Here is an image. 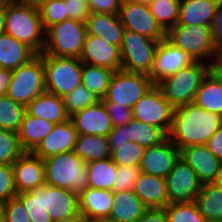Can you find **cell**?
<instances>
[{
	"mask_svg": "<svg viewBox=\"0 0 222 222\" xmlns=\"http://www.w3.org/2000/svg\"><path fill=\"white\" fill-rule=\"evenodd\" d=\"M16 197L22 202L31 222H52V218L45 209L44 185L24 193L17 194Z\"/></svg>",
	"mask_w": 222,
	"mask_h": 222,
	"instance_id": "cell-37",
	"label": "cell"
},
{
	"mask_svg": "<svg viewBox=\"0 0 222 222\" xmlns=\"http://www.w3.org/2000/svg\"><path fill=\"white\" fill-rule=\"evenodd\" d=\"M27 112L54 124L70 119L63 98L47 91L38 95L27 105Z\"/></svg>",
	"mask_w": 222,
	"mask_h": 222,
	"instance_id": "cell-26",
	"label": "cell"
},
{
	"mask_svg": "<svg viewBox=\"0 0 222 222\" xmlns=\"http://www.w3.org/2000/svg\"><path fill=\"white\" fill-rule=\"evenodd\" d=\"M158 44V40L125 30L120 46L121 69L148 75Z\"/></svg>",
	"mask_w": 222,
	"mask_h": 222,
	"instance_id": "cell-10",
	"label": "cell"
},
{
	"mask_svg": "<svg viewBox=\"0 0 222 222\" xmlns=\"http://www.w3.org/2000/svg\"><path fill=\"white\" fill-rule=\"evenodd\" d=\"M78 135L107 136L113 129L111 118L102 100L70 116Z\"/></svg>",
	"mask_w": 222,
	"mask_h": 222,
	"instance_id": "cell-17",
	"label": "cell"
},
{
	"mask_svg": "<svg viewBox=\"0 0 222 222\" xmlns=\"http://www.w3.org/2000/svg\"><path fill=\"white\" fill-rule=\"evenodd\" d=\"M165 180L170 204L195 201L202 188L195 171L181 158Z\"/></svg>",
	"mask_w": 222,
	"mask_h": 222,
	"instance_id": "cell-14",
	"label": "cell"
},
{
	"mask_svg": "<svg viewBox=\"0 0 222 222\" xmlns=\"http://www.w3.org/2000/svg\"><path fill=\"white\" fill-rule=\"evenodd\" d=\"M154 85L147 74L114 71L103 102L132 108Z\"/></svg>",
	"mask_w": 222,
	"mask_h": 222,
	"instance_id": "cell-9",
	"label": "cell"
},
{
	"mask_svg": "<svg viewBox=\"0 0 222 222\" xmlns=\"http://www.w3.org/2000/svg\"><path fill=\"white\" fill-rule=\"evenodd\" d=\"M68 19H75L82 22L87 20L90 14L88 1L65 0Z\"/></svg>",
	"mask_w": 222,
	"mask_h": 222,
	"instance_id": "cell-48",
	"label": "cell"
},
{
	"mask_svg": "<svg viewBox=\"0 0 222 222\" xmlns=\"http://www.w3.org/2000/svg\"><path fill=\"white\" fill-rule=\"evenodd\" d=\"M6 217V202L0 201V222H5Z\"/></svg>",
	"mask_w": 222,
	"mask_h": 222,
	"instance_id": "cell-58",
	"label": "cell"
},
{
	"mask_svg": "<svg viewBox=\"0 0 222 222\" xmlns=\"http://www.w3.org/2000/svg\"><path fill=\"white\" fill-rule=\"evenodd\" d=\"M27 112V106L13 101L8 95L0 96V128L18 132Z\"/></svg>",
	"mask_w": 222,
	"mask_h": 222,
	"instance_id": "cell-36",
	"label": "cell"
},
{
	"mask_svg": "<svg viewBox=\"0 0 222 222\" xmlns=\"http://www.w3.org/2000/svg\"><path fill=\"white\" fill-rule=\"evenodd\" d=\"M12 167L17 194L45 185L44 161L32 152H24Z\"/></svg>",
	"mask_w": 222,
	"mask_h": 222,
	"instance_id": "cell-16",
	"label": "cell"
},
{
	"mask_svg": "<svg viewBox=\"0 0 222 222\" xmlns=\"http://www.w3.org/2000/svg\"><path fill=\"white\" fill-rule=\"evenodd\" d=\"M5 222H31L22 202L16 196L6 202Z\"/></svg>",
	"mask_w": 222,
	"mask_h": 222,
	"instance_id": "cell-47",
	"label": "cell"
},
{
	"mask_svg": "<svg viewBox=\"0 0 222 222\" xmlns=\"http://www.w3.org/2000/svg\"><path fill=\"white\" fill-rule=\"evenodd\" d=\"M45 91L43 54H37L26 64L12 70L6 95L13 101L27 106Z\"/></svg>",
	"mask_w": 222,
	"mask_h": 222,
	"instance_id": "cell-8",
	"label": "cell"
},
{
	"mask_svg": "<svg viewBox=\"0 0 222 222\" xmlns=\"http://www.w3.org/2000/svg\"><path fill=\"white\" fill-rule=\"evenodd\" d=\"M206 222H222V221H206Z\"/></svg>",
	"mask_w": 222,
	"mask_h": 222,
	"instance_id": "cell-64",
	"label": "cell"
},
{
	"mask_svg": "<svg viewBox=\"0 0 222 222\" xmlns=\"http://www.w3.org/2000/svg\"><path fill=\"white\" fill-rule=\"evenodd\" d=\"M23 153L17 133L0 128V165H12Z\"/></svg>",
	"mask_w": 222,
	"mask_h": 222,
	"instance_id": "cell-42",
	"label": "cell"
},
{
	"mask_svg": "<svg viewBox=\"0 0 222 222\" xmlns=\"http://www.w3.org/2000/svg\"><path fill=\"white\" fill-rule=\"evenodd\" d=\"M86 167L88 169L89 187L114 192V181L117 177L118 166L111 158L86 163Z\"/></svg>",
	"mask_w": 222,
	"mask_h": 222,
	"instance_id": "cell-33",
	"label": "cell"
},
{
	"mask_svg": "<svg viewBox=\"0 0 222 222\" xmlns=\"http://www.w3.org/2000/svg\"><path fill=\"white\" fill-rule=\"evenodd\" d=\"M145 149L132 141L125 144H115V150H110V158L117 166H140Z\"/></svg>",
	"mask_w": 222,
	"mask_h": 222,
	"instance_id": "cell-39",
	"label": "cell"
},
{
	"mask_svg": "<svg viewBox=\"0 0 222 222\" xmlns=\"http://www.w3.org/2000/svg\"><path fill=\"white\" fill-rule=\"evenodd\" d=\"M45 89L63 98L82 84L83 63L75 57L43 54Z\"/></svg>",
	"mask_w": 222,
	"mask_h": 222,
	"instance_id": "cell-6",
	"label": "cell"
},
{
	"mask_svg": "<svg viewBox=\"0 0 222 222\" xmlns=\"http://www.w3.org/2000/svg\"><path fill=\"white\" fill-rule=\"evenodd\" d=\"M138 222H168L164 208H148Z\"/></svg>",
	"mask_w": 222,
	"mask_h": 222,
	"instance_id": "cell-53",
	"label": "cell"
},
{
	"mask_svg": "<svg viewBox=\"0 0 222 222\" xmlns=\"http://www.w3.org/2000/svg\"><path fill=\"white\" fill-rule=\"evenodd\" d=\"M37 5L45 31L68 19L65 0H41Z\"/></svg>",
	"mask_w": 222,
	"mask_h": 222,
	"instance_id": "cell-40",
	"label": "cell"
},
{
	"mask_svg": "<svg viewBox=\"0 0 222 222\" xmlns=\"http://www.w3.org/2000/svg\"><path fill=\"white\" fill-rule=\"evenodd\" d=\"M179 158L180 150L167 138L145 149L139 167L142 173L166 178Z\"/></svg>",
	"mask_w": 222,
	"mask_h": 222,
	"instance_id": "cell-15",
	"label": "cell"
},
{
	"mask_svg": "<svg viewBox=\"0 0 222 222\" xmlns=\"http://www.w3.org/2000/svg\"><path fill=\"white\" fill-rule=\"evenodd\" d=\"M110 150H115V144H125L130 140L128 139L127 127L115 126L107 135Z\"/></svg>",
	"mask_w": 222,
	"mask_h": 222,
	"instance_id": "cell-51",
	"label": "cell"
},
{
	"mask_svg": "<svg viewBox=\"0 0 222 222\" xmlns=\"http://www.w3.org/2000/svg\"><path fill=\"white\" fill-rule=\"evenodd\" d=\"M214 50L217 57L222 53V6L218 8L211 24Z\"/></svg>",
	"mask_w": 222,
	"mask_h": 222,
	"instance_id": "cell-50",
	"label": "cell"
},
{
	"mask_svg": "<svg viewBox=\"0 0 222 222\" xmlns=\"http://www.w3.org/2000/svg\"><path fill=\"white\" fill-rule=\"evenodd\" d=\"M5 33V8L0 9V34Z\"/></svg>",
	"mask_w": 222,
	"mask_h": 222,
	"instance_id": "cell-56",
	"label": "cell"
},
{
	"mask_svg": "<svg viewBox=\"0 0 222 222\" xmlns=\"http://www.w3.org/2000/svg\"><path fill=\"white\" fill-rule=\"evenodd\" d=\"M54 123L30 115L26 112L17 132L24 152H33L40 142L52 131Z\"/></svg>",
	"mask_w": 222,
	"mask_h": 222,
	"instance_id": "cell-29",
	"label": "cell"
},
{
	"mask_svg": "<svg viewBox=\"0 0 222 222\" xmlns=\"http://www.w3.org/2000/svg\"><path fill=\"white\" fill-rule=\"evenodd\" d=\"M44 203L52 220L82 217L78 194L69 189L44 185Z\"/></svg>",
	"mask_w": 222,
	"mask_h": 222,
	"instance_id": "cell-21",
	"label": "cell"
},
{
	"mask_svg": "<svg viewBox=\"0 0 222 222\" xmlns=\"http://www.w3.org/2000/svg\"><path fill=\"white\" fill-rule=\"evenodd\" d=\"M52 222H84V220L83 217H70V218L52 220Z\"/></svg>",
	"mask_w": 222,
	"mask_h": 222,
	"instance_id": "cell-57",
	"label": "cell"
},
{
	"mask_svg": "<svg viewBox=\"0 0 222 222\" xmlns=\"http://www.w3.org/2000/svg\"><path fill=\"white\" fill-rule=\"evenodd\" d=\"M181 0H154L148 6L161 28L167 33L177 24Z\"/></svg>",
	"mask_w": 222,
	"mask_h": 222,
	"instance_id": "cell-38",
	"label": "cell"
},
{
	"mask_svg": "<svg viewBox=\"0 0 222 222\" xmlns=\"http://www.w3.org/2000/svg\"><path fill=\"white\" fill-rule=\"evenodd\" d=\"M220 0H181L177 24L211 26Z\"/></svg>",
	"mask_w": 222,
	"mask_h": 222,
	"instance_id": "cell-25",
	"label": "cell"
},
{
	"mask_svg": "<svg viewBox=\"0 0 222 222\" xmlns=\"http://www.w3.org/2000/svg\"><path fill=\"white\" fill-rule=\"evenodd\" d=\"M79 211L84 222L109 218L113 191L88 187L78 194Z\"/></svg>",
	"mask_w": 222,
	"mask_h": 222,
	"instance_id": "cell-22",
	"label": "cell"
},
{
	"mask_svg": "<svg viewBox=\"0 0 222 222\" xmlns=\"http://www.w3.org/2000/svg\"><path fill=\"white\" fill-rule=\"evenodd\" d=\"M5 33L27 44L37 54L45 45V29L35 3L12 1L5 7Z\"/></svg>",
	"mask_w": 222,
	"mask_h": 222,
	"instance_id": "cell-2",
	"label": "cell"
},
{
	"mask_svg": "<svg viewBox=\"0 0 222 222\" xmlns=\"http://www.w3.org/2000/svg\"><path fill=\"white\" fill-rule=\"evenodd\" d=\"M174 108L165 99L158 85L152 88L132 107L133 119L162 128L167 134L171 128Z\"/></svg>",
	"mask_w": 222,
	"mask_h": 222,
	"instance_id": "cell-11",
	"label": "cell"
},
{
	"mask_svg": "<svg viewBox=\"0 0 222 222\" xmlns=\"http://www.w3.org/2000/svg\"><path fill=\"white\" fill-rule=\"evenodd\" d=\"M118 15L125 30L158 41L166 38V32L158 24L146 4L134 0H122Z\"/></svg>",
	"mask_w": 222,
	"mask_h": 222,
	"instance_id": "cell-12",
	"label": "cell"
},
{
	"mask_svg": "<svg viewBox=\"0 0 222 222\" xmlns=\"http://www.w3.org/2000/svg\"><path fill=\"white\" fill-rule=\"evenodd\" d=\"M193 103L222 115V85L210 71L202 80Z\"/></svg>",
	"mask_w": 222,
	"mask_h": 222,
	"instance_id": "cell-32",
	"label": "cell"
},
{
	"mask_svg": "<svg viewBox=\"0 0 222 222\" xmlns=\"http://www.w3.org/2000/svg\"><path fill=\"white\" fill-rule=\"evenodd\" d=\"M77 137L78 133L70 119L57 123L32 153L44 160L53 155L72 151Z\"/></svg>",
	"mask_w": 222,
	"mask_h": 222,
	"instance_id": "cell-20",
	"label": "cell"
},
{
	"mask_svg": "<svg viewBox=\"0 0 222 222\" xmlns=\"http://www.w3.org/2000/svg\"><path fill=\"white\" fill-rule=\"evenodd\" d=\"M125 126L128 139L145 148L159 145L168 138V134L162 128L145 124L136 119H132Z\"/></svg>",
	"mask_w": 222,
	"mask_h": 222,
	"instance_id": "cell-34",
	"label": "cell"
},
{
	"mask_svg": "<svg viewBox=\"0 0 222 222\" xmlns=\"http://www.w3.org/2000/svg\"><path fill=\"white\" fill-rule=\"evenodd\" d=\"M113 73L114 71L109 68L83 63L82 84L99 100H102Z\"/></svg>",
	"mask_w": 222,
	"mask_h": 222,
	"instance_id": "cell-35",
	"label": "cell"
},
{
	"mask_svg": "<svg viewBox=\"0 0 222 222\" xmlns=\"http://www.w3.org/2000/svg\"><path fill=\"white\" fill-rule=\"evenodd\" d=\"M164 209L168 222H206L195 201L168 204Z\"/></svg>",
	"mask_w": 222,
	"mask_h": 222,
	"instance_id": "cell-41",
	"label": "cell"
},
{
	"mask_svg": "<svg viewBox=\"0 0 222 222\" xmlns=\"http://www.w3.org/2000/svg\"><path fill=\"white\" fill-rule=\"evenodd\" d=\"M85 24L87 34L101 37L120 48L125 28L118 14L90 13Z\"/></svg>",
	"mask_w": 222,
	"mask_h": 222,
	"instance_id": "cell-23",
	"label": "cell"
},
{
	"mask_svg": "<svg viewBox=\"0 0 222 222\" xmlns=\"http://www.w3.org/2000/svg\"><path fill=\"white\" fill-rule=\"evenodd\" d=\"M221 126V114L190 103L174 109L168 139L179 150L193 145H205Z\"/></svg>",
	"mask_w": 222,
	"mask_h": 222,
	"instance_id": "cell-1",
	"label": "cell"
},
{
	"mask_svg": "<svg viewBox=\"0 0 222 222\" xmlns=\"http://www.w3.org/2000/svg\"><path fill=\"white\" fill-rule=\"evenodd\" d=\"M215 183L218 184V185H220V186H222V165H221L220 172H219V174H218V178H217V180H216Z\"/></svg>",
	"mask_w": 222,
	"mask_h": 222,
	"instance_id": "cell-59",
	"label": "cell"
},
{
	"mask_svg": "<svg viewBox=\"0 0 222 222\" xmlns=\"http://www.w3.org/2000/svg\"><path fill=\"white\" fill-rule=\"evenodd\" d=\"M17 195L14 185L13 167L8 164L0 165V201L7 202Z\"/></svg>",
	"mask_w": 222,
	"mask_h": 222,
	"instance_id": "cell-45",
	"label": "cell"
},
{
	"mask_svg": "<svg viewBox=\"0 0 222 222\" xmlns=\"http://www.w3.org/2000/svg\"><path fill=\"white\" fill-rule=\"evenodd\" d=\"M19 2L35 3L38 4L41 0H18Z\"/></svg>",
	"mask_w": 222,
	"mask_h": 222,
	"instance_id": "cell-62",
	"label": "cell"
},
{
	"mask_svg": "<svg viewBox=\"0 0 222 222\" xmlns=\"http://www.w3.org/2000/svg\"><path fill=\"white\" fill-rule=\"evenodd\" d=\"M111 118L112 126H123L133 119L132 108L116 105L112 102H103Z\"/></svg>",
	"mask_w": 222,
	"mask_h": 222,
	"instance_id": "cell-46",
	"label": "cell"
},
{
	"mask_svg": "<svg viewBox=\"0 0 222 222\" xmlns=\"http://www.w3.org/2000/svg\"><path fill=\"white\" fill-rule=\"evenodd\" d=\"M195 202L206 221H222V186L216 183L203 184Z\"/></svg>",
	"mask_w": 222,
	"mask_h": 222,
	"instance_id": "cell-30",
	"label": "cell"
},
{
	"mask_svg": "<svg viewBox=\"0 0 222 222\" xmlns=\"http://www.w3.org/2000/svg\"><path fill=\"white\" fill-rule=\"evenodd\" d=\"M195 62L181 48L175 46L167 38L159 41L152 68L148 77L158 85L162 80Z\"/></svg>",
	"mask_w": 222,
	"mask_h": 222,
	"instance_id": "cell-13",
	"label": "cell"
},
{
	"mask_svg": "<svg viewBox=\"0 0 222 222\" xmlns=\"http://www.w3.org/2000/svg\"><path fill=\"white\" fill-rule=\"evenodd\" d=\"M134 1H137V2H140V3L146 4V5H149L154 0H134Z\"/></svg>",
	"mask_w": 222,
	"mask_h": 222,
	"instance_id": "cell-63",
	"label": "cell"
},
{
	"mask_svg": "<svg viewBox=\"0 0 222 222\" xmlns=\"http://www.w3.org/2000/svg\"><path fill=\"white\" fill-rule=\"evenodd\" d=\"M133 191L147 208H165L170 204L165 178L141 172Z\"/></svg>",
	"mask_w": 222,
	"mask_h": 222,
	"instance_id": "cell-24",
	"label": "cell"
},
{
	"mask_svg": "<svg viewBox=\"0 0 222 222\" xmlns=\"http://www.w3.org/2000/svg\"><path fill=\"white\" fill-rule=\"evenodd\" d=\"M205 145L212 154L222 161V126L214 133Z\"/></svg>",
	"mask_w": 222,
	"mask_h": 222,
	"instance_id": "cell-52",
	"label": "cell"
},
{
	"mask_svg": "<svg viewBox=\"0 0 222 222\" xmlns=\"http://www.w3.org/2000/svg\"><path fill=\"white\" fill-rule=\"evenodd\" d=\"M180 158L195 171L202 185L216 182L222 161L212 154L206 145L182 148Z\"/></svg>",
	"mask_w": 222,
	"mask_h": 222,
	"instance_id": "cell-18",
	"label": "cell"
},
{
	"mask_svg": "<svg viewBox=\"0 0 222 222\" xmlns=\"http://www.w3.org/2000/svg\"><path fill=\"white\" fill-rule=\"evenodd\" d=\"M86 34L85 22L75 19L64 20L45 31V45L41 54L79 58Z\"/></svg>",
	"mask_w": 222,
	"mask_h": 222,
	"instance_id": "cell-5",
	"label": "cell"
},
{
	"mask_svg": "<svg viewBox=\"0 0 222 222\" xmlns=\"http://www.w3.org/2000/svg\"><path fill=\"white\" fill-rule=\"evenodd\" d=\"M210 72L222 85V59L219 56L212 63H210Z\"/></svg>",
	"mask_w": 222,
	"mask_h": 222,
	"instance_id": "cell-55",
	"label": "cell"
},
{
	"mask_svg": "<svg viewBox=\"0 0 222 222\" xmlns=\"http://www.w3.org/2000/svg\"><path fill=\"white\" fill-rule=\"evenodd\" d=\"M209 71V63L195 61L162 80L158 86L165 99L175 109L194 102L196 92Z\"/></svg>",
	"mask_w": 222,
	"mask_h": 222,
	"instance_id": "cell-4",
	"label": "cell"
},
{
	"mask_svg": "<svg viewBox=\"0 0 222 222\" xmlns=\"http://www.w3.org/2000/svg\"><path fill=\"white\" fill-rule=\"evenodd\" d=\"M82 63L121 70L122 60L120 48L111 45L101 37L86 34L82 53L79 57Z\"/></svg>",
	"mask_w": 222,
	"mask_h": 222,
	"instance_id": "cell-19",
	"label": "cell"
},
{
	"mask_svg": "<svg viewBox=\"0 0 222 222\" xmlns=\"http://www.w3.org/2000/svg\"><path fill=\"white\" fill-rule=\"evenodd\" d=\"M43 161L45 184L69 189L77 194L89 187L86 163L73 150L50 156Z\"/></svg>",
	"mask_w": 222,
	"mask_h": 222,
	"instance_id": "cell-3",
	"label": "cell"
},
{
	"mask_svg": "<svg viewBox=\"0 0 222 222\" xmlns=\"http://www.w3.org/2000/svg\"><path fill=\"white\" fill-rule=\"evenodd\" d=\"M36 55L37 53L27 44L7 33L0 34V68L14 70Z\"/></svg>",
	"mask_w": 222,
	"mask_h": 222,
	"instance_id": "cell-28",
	"label": "cell"
},
{
	"mask_svg": "<svg viewBox=\"0 0 222 222\" xmlns=\"http://www.w3.org/2000/svg\"><path fill=\"white\" fill-rule=\"evenodd\" d=\"M10 2V0H0V9L5 8Z\"/></svg>",
	"mask_w": 222,
	"mask_h": 222,
	"instance_id": "cell-60",
	"label": "cell"
},
{
	"mask_svg": "<svg viewBox=\"0 0 222 222\" xmlns=\"http://www.w3.org/2000/svg\"><path fill=\"white\" fill-rule=\"evenodd\" d=\"M140 174L139 166H118L117 177L114 181V192L133 190Z\"/></svg>",
	"mask_w": 222,
	"mask_h": 222,
	"instance_id": "cell-44",
	"label": "cell"
},
{
	"mask_svg": "<svg viewBox=\"0 0 222 222\" xmlns=\"http://www.w3.org/2000/svg\"><path fill=\"white\" fill-rule=\"evenodd\" d=\"M166 38L195 61L210 64L217 58L210 26L176 24L166 33Z\"/></svg>",
	"mask_w": 222,
	"mask_h": 222,
	"instance_id": "cell-7",
	"label": "cell"
},
{
	"mask_svg": "<svg viewBox=\"0 0 222 222\" xmlns=\"http://www.w3.org/2000/svg\"><path fill=\"white\" fill-rule=\"evenodd\" d=\"M88 222H115V221L111 220L109 218H106V219H100V220H91V221H88Z\"/></svg>",
	"mask_w": 222,
	"mask_h": 222,
	"instance_id": "cell-61",
	"label": "cell"
},
{
	"mask_svg": "<svg viewBox=\"0 0 222 222\" xmlns=\"http://www.w3.org/2000/svg\"><path fill=\"white\" fill-rule=\"evenodd\" d=\"M63 100L67 113L70 116L75 112L94 105L99 101L97 96L89 91L83 84L69 92L63 97Z\"/></svg>",
	"mask_w": 222,
	"mask_h": 222,
	"instance_id": "cell-43",
	"label": "cell"
},
{
	"mask_svg": "<svg viewBox=\"0 0 222 222\" xmlns=\"http://www.w3.org/2000/svg\"><path fill=\"white\" fill-rule=\"evenodd\" d=\"M147 209L133 190L113 192L109 219L115 222H138Z\"/></svg>",
	"mask_w": 222,
	"mask_h": 222,
	"instance_id": "cell-27",
	"label": "cell"
},
{
	"mask_svg": "<svg viewBox=\"0 0 222 222\" xmlns=\"http://www.w3.org/2000/svg\"><path fill=\"white\" fill-rule=\"evenodd\" d=\"M73 152L85 163L111 157L107 136L78 135Z\"/></svg>",
	"mask_w": 222,
	"mask_h": 222,
	"instance_id": "cell-31",
	"label": "cell"
},
{
	"mask_svg": "<svg viewBox=\"0 0 222 222\" xmlns=\"http://www.w3.org/2000/svg\"><path fill=\"white\" fill-rule=\"evenodd\" d=\"M12 70L0 68V96L6 95L10 84Z\"/></svg>",
	"mask_w": 222,
	"mask_h": 222,
	"instance_id": "cell-54",
	"label": "cell"
},
{
	"mask_svg": "<svg viewBox=\"0 0 222 222\" xmlns=\"http://www.w3.org/2000/svg\"><path fill=\"white\" fill-rule=\"evenodd\" d=\"M122 0H88L90 13L119 14Z\"/></svg>",
	"mask_w": 222,
	"mask_h": 222,
	"instance_id": "cell-49",
	"label": "cell"
}]
</instances>
